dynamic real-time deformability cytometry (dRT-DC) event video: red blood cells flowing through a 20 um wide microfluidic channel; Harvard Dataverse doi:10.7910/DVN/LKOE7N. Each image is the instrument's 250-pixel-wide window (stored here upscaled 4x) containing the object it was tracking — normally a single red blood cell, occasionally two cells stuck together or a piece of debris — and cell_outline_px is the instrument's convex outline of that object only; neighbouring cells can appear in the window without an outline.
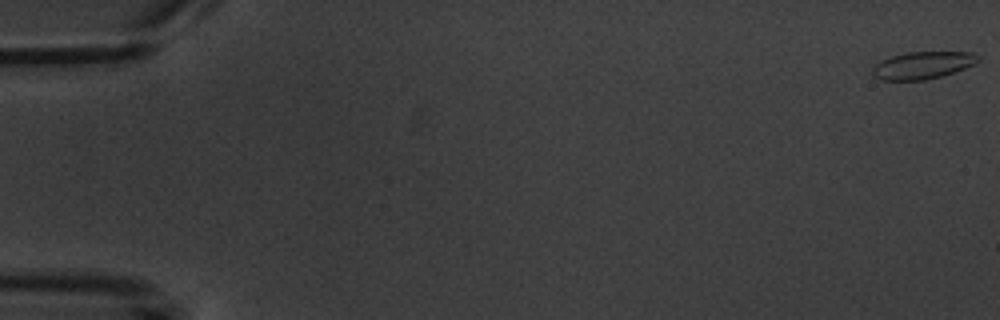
{"species": "common noctule bat (a hibernating species)", "species_latin": "Nyctalus noctula", "temperature_condition": "warm", "stored_images_in_passage": 6, "camera_frame_rate_fps": 3000, "um_per_image_px": 0.085, "animal": {"sex": "male", "body_mass_g": 20.1, "forearm_length_mm": 53.5}, "frame": {"image": 1, "passage_image": 1, "time_ms": 0.0, "image_size_px": [1000, 320], "cell_outline_px": [[980, 60], [964, 68], [940, 76], [924, 80], [880, 80], [872, 76], [872, 68], [880, 60], [904, 52], [972, 52], [980, 56]], "centroid_in_image_um": [78.38, 5.54], "position_along_channel_um": 6.6, "area_um2": 16.76}}
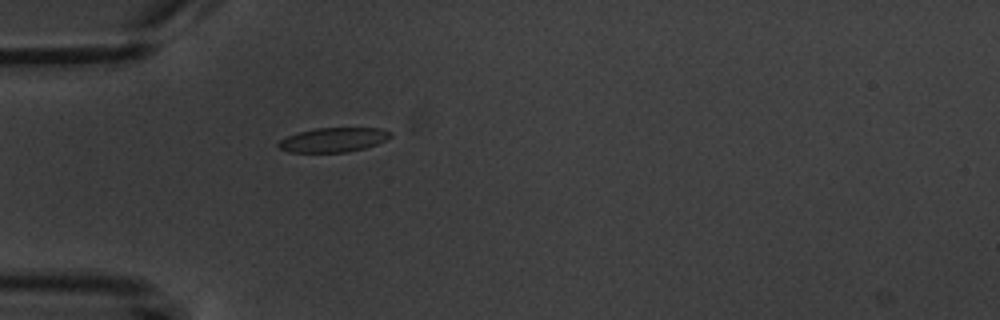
{"frame": {"image": 2, "passage_image": 6, "time_ms": 5.667, "image_size_px": [1000, 320], "cell_outline_px": [[392, 136], [376, 144], [364, 148], [348, 152], [288, 152], [280, 148], [276, 144], [280, 140], [288, 136], [300, 132], [316, 128], [380, 128], [392, 132]], "centroid_in_image_um": [28.34, 11.88], "position_along_channel_um": 56.7, "area_um2": 15.78}}